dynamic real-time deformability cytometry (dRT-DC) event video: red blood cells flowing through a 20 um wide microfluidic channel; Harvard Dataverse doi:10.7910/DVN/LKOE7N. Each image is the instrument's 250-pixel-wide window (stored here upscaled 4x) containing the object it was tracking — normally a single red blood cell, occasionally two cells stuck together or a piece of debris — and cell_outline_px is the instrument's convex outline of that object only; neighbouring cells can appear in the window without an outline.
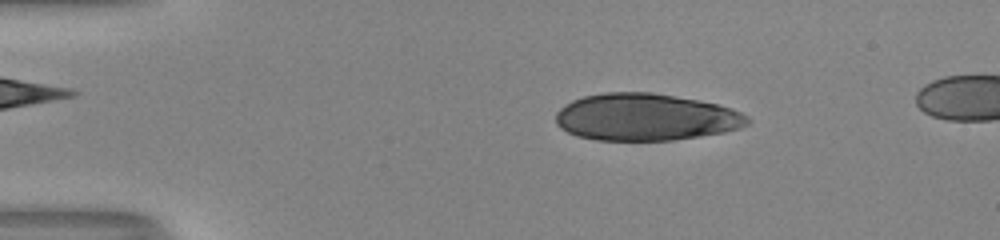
{"species": "human", "species_latin": "Homo sapiens", "temperature_condition": "room temperature", "stored_images_in_passage": 50, "camera_frame_rate_fps": 3000, "um_per_image_px": 0.085, "donor": {"sex": "male"}, "frame": {"image": 1, "passage_image": 9, "time_ms": 2.667, "image_size_px": [1000, 240], "cell_outline_px": [[752, 120], [748, 124], [740, 128], [724, 132], [700, 136], [672, 140], [596, 140], [576, 136], [560, 128], [556, 124], [556, 112], [564, 104], [572, 100], [584, 96], [604, 92], [652, 92], [720, 104], [732, 108], [748, 116]], "centroid_in_image_um": [54.88, 9.95], "position_along_channel_um": 30.1, "area_um2": 52.89}}